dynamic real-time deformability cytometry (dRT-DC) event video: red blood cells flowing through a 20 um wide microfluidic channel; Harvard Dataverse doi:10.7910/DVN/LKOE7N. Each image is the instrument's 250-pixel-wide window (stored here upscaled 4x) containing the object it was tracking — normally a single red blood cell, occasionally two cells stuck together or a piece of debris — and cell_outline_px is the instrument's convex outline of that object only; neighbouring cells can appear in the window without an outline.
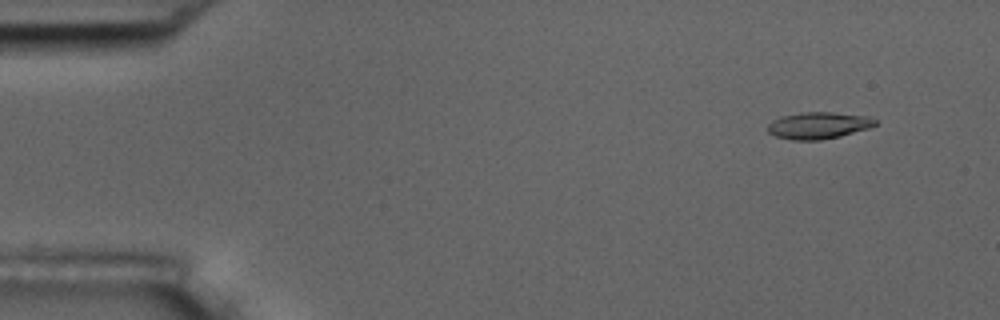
{"species": "common noctule bat (a hibernating species)", "species_latin": "Nyctalus noctula", "temperature_condition": "room temperature", "stored_images_in_passage": 7, "camera_frame_rate_fps": 3000, "um_per_image_px": 0.085, "animal": {"sex": "male", "body_mass_g": 17.5, "forearm_length_mm": 52.3}, "frame": {"image": 1, "passage_image": 1, "time_ms": 0.0, "image_size_px": [1000, 320], "cell_outline_px": [[876, 124], [872, 128], [840, 136], [820, 140], [792, 140], [776, 136], [768, 132], [768, 124], [772, 120], [780, 116], [800, 112], [832, 112], [868, 116], [876, 120]], "centroid_in_image_um": [69.57, 10.66], "position_along_channel_um": 15.4, "area_um2": 16.94}}
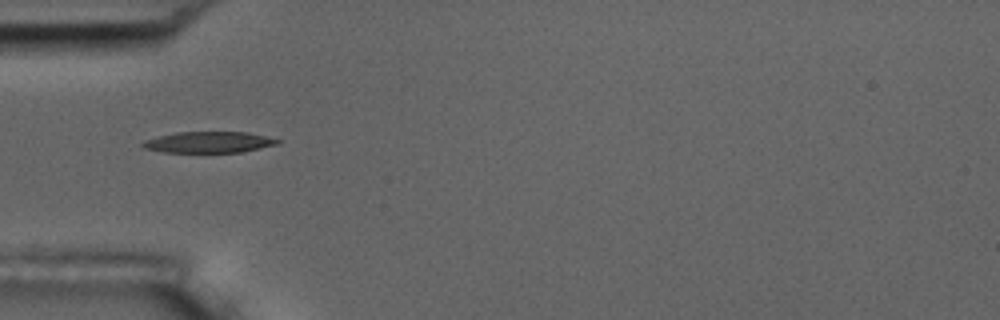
{"frame": {"image": 2, "passage_image": 4, "time_ms": 4.333, "image_size_px": [1000, 320], "cell_outline_px": [[280, 144], [244, 152], [164, 152], [144, 148], [140, 144], [144, 140], [176, 132], [248, 132], [280, 140]], "centroid_in_image_um": [17.77, 12.09], "position_along_channel_um": 67.2, "area_um2": 16.59}}
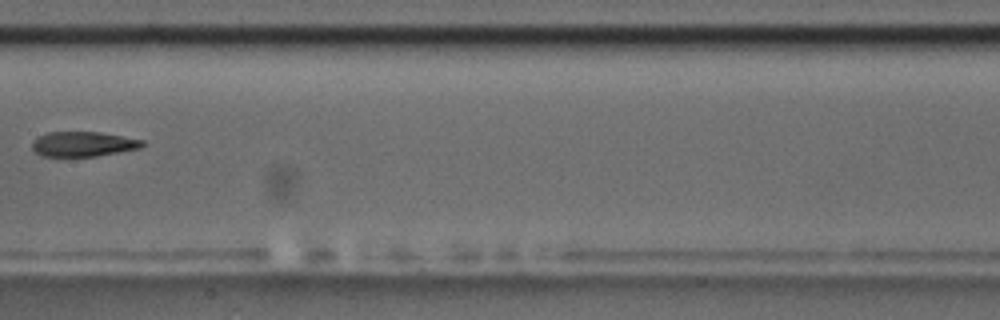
{"frame": {"image": 3, "passage_image": 7, "time_ms": 8.0, "image_size_px": [1000, 320], "cell_outline_px": [[144, 144], [140, 148], [96, 156], [40, 156], [32, 148], [32, 144], [40, 136], [48, 132], [100, 132], [144, 140]], "centroid_in_image_um": [7.08, 12.24], "position_along_channel_um": 200.3, "area_um2": 15.78}}